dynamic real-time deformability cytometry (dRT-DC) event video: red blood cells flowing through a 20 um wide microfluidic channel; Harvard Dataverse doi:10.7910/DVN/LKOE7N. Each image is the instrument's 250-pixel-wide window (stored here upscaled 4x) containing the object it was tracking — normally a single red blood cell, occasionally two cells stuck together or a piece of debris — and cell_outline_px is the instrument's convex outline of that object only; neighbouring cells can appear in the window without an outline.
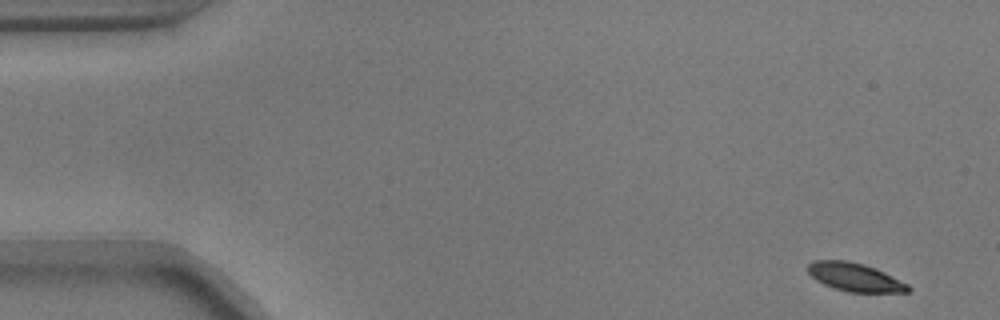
{"species": "common noctule bat (a hibernating species)", "species_latin": "Nyctalus noctula", "temperature_condition": "warm", "stored_images_in_passage": 9, "camera_frame_rate_fps": 3000, "um_per_image_px": 0.085, "animal": {"sex": "male", "body_mass_g": 17.9}, "frame": {"image": 1, "passage_image": 1, "time_ms": 0.0, "image_size_px": [1000, 320], "cell_outline_px": [[912, 288], [908, 292], [848, 292], [832, 288], [816, 280], [808, 272], [808, 264], [816, 260], [848, 260], [864, 264], [876, 268], [908, 284]], "centroid_in_image_um": [72.67, 23.56], "position_along_channel_um": 12.3, "area_um2": 16.59}}